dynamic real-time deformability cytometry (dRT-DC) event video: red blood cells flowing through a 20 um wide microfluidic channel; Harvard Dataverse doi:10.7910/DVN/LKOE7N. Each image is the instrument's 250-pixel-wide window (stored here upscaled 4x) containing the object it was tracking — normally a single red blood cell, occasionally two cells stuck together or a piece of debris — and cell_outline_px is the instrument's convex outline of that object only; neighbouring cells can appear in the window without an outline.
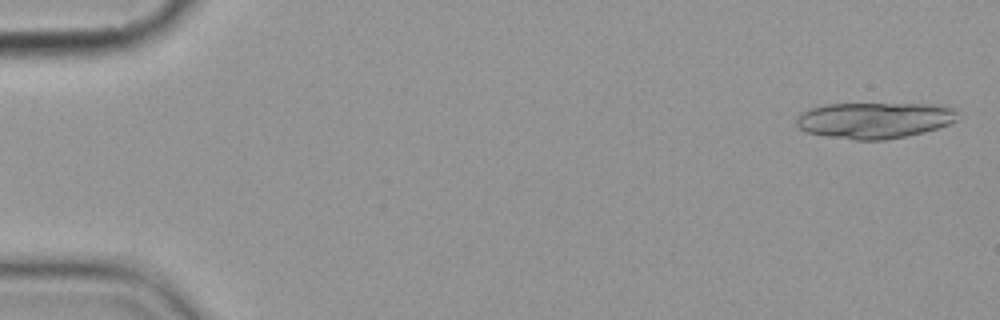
{"species": "common noctule bat (a hibernating species)", "species_latin": "Nyctalus noctula", "temperature_condition": "cold", "stored_images_in_passage": 7, "camera_frame_rate_fps": 3000, "um_per_image_px": 0.085, "animal": {"sex": "female", "body_mass_g": 19.9}, "frame": {"image": 1, "passage_image": 1, "time_ms": 0.0, "image_size_px": [1000, 320], "cell_outline_px": [[960, 112], [956, 120], [948, 124], [924, 132], [884, 140], [856, 140], [828, 136], [808, 132], [800, 128], [796, 124], [796, 120], [800, 112], [812, 108], [828, 104], [948, 104]], "centroid_in_image_um": [74.39, 10.2], "position_along_channel_um": 10.6, "area_um2": 33.99}}
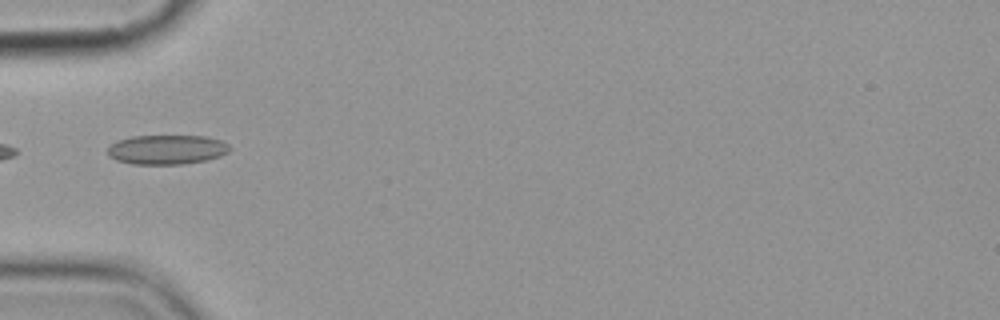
{"frame": {"image": 2, "passage_image": 6, "time_ms": 5.667, "image_size_px": [1000, 320], "cell_outline_px": [[232, 148], [228, 152], [220, 156], [208, 160], [184, 164], [132, 164], [116, 160], [108, 156], [108, 148], [116, 140], [132, 136], [204, 136], [220, 140], [228, 144]], "centroid_in_image_um": [14.18, 12.72], "position_along_channel_um": 70.8, "area_um2": 21.1}}
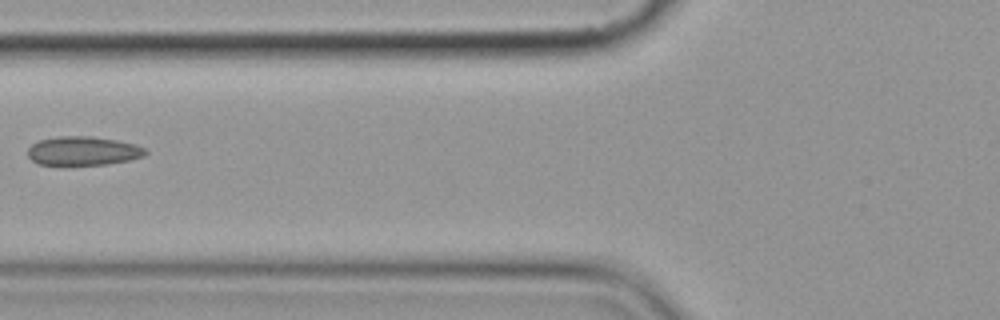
{"frame": {"image": 3, "passage_image": 7, "time_ms": 7.0, "image_size_px": [1000, 320], "cell_outline_px": [[148, 152], [144, 156], [128, 160], [108, 164], [64, 168], [40, 164], [32, 160], [28, 156], [28, 148], [32, 144], [40, 140], [56, 136], [92, 136], [116, 140], [136, 144], [148, 148]], "centroid_in_image_um": [7.05, 12.87], "position_along_channel_um": 118.7, "area_um2": 20.75}}